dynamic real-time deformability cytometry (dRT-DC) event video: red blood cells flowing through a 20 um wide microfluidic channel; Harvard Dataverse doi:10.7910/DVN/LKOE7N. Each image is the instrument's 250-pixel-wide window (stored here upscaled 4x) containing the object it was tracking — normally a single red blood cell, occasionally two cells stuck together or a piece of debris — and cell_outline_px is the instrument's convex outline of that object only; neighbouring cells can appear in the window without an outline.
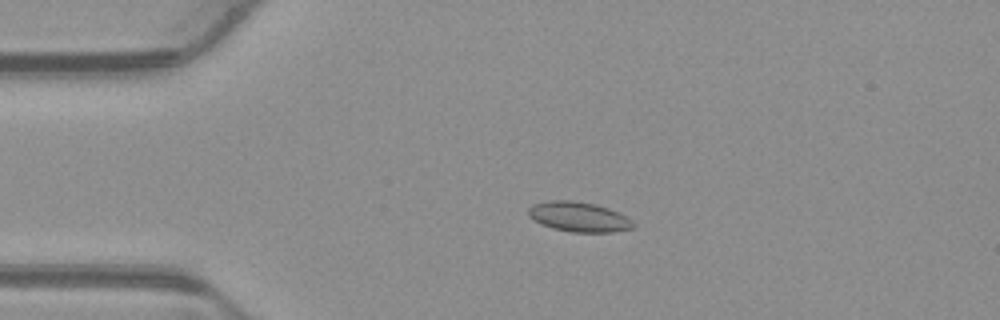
{"species": "common noctule bat (a hibernating species)", "species_latin": "Nyctalus noctula", "temperature_condition": "warm", "stored_images_in_passage": 54, "camera_frame_rate_fps": 3000, "um_per_image_px": 0.085, "animal": {"sex": "male", "body_mass_g": 23.1, "forearm_length_mm": 52.7}, "frame": {"image": 1, "passage_image": 12, "time_ms": 3.667, "image_size_px": [1000, 320], "cell_outline_px": [[636, 228], [612, 232], [572, 232], [552, 228], [528, 216], [528, 208], [532, 204], [548, 200], [572, 200], [596, 204], [608, 208], [632, 220], [636, 224]], "centroid_in_image_um": [49.21, 18.43], "position_along_channel_um": 35.8, "area_um2": 18.26}}
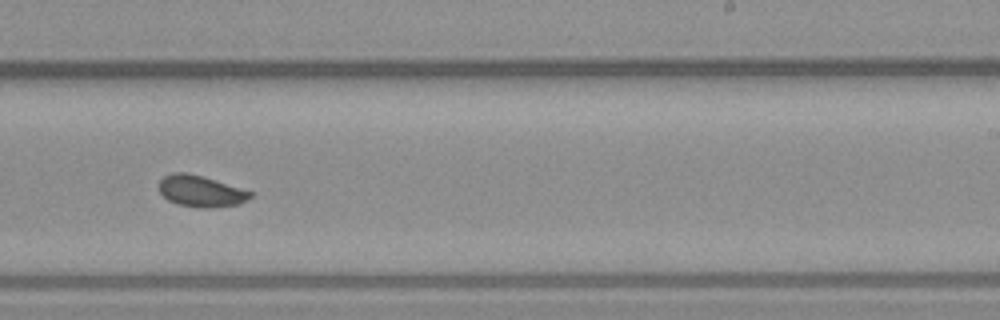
{"frame": {"image": 2, "passage_image": 33, "time_ms": 10.667, "image_size_px": [1000, 320], "cell_outline_px": [[252, 196], [240, 204], [212, 208], [200, 208], [180, 204], [168, 200], [160, 192], [160, 180], [164, 176], [172, 172], [188, 172], [252, 192]], "centroid_in_image_um": [17.05, 16.25], "position_along_channel_um": 271.9, "area_um2": 16.42}}
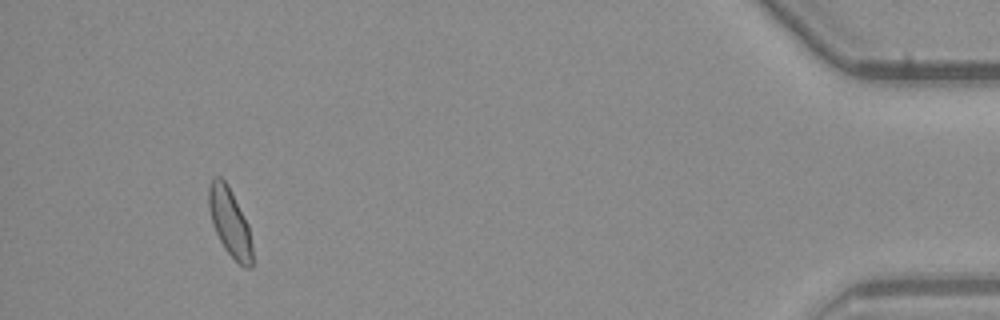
{"frame": {"image": 3, "passage_image": 50, "time_ms": 16.333, "image_size_px": [1000, 320], "cell_outline_px": [[252, 268], [244, 268], [224, 248], [212, 224], [208, 208], [208, 184], [212, 176], [220, 176], [228, 184], [248, 224], [252, 248]], "centroid_in_image_um": [19.51, 18.84], "position_along_channel_um": 415.7, "area_um2": 17.4}, "authors_computed_cell_mechanics": {"area_um2": 17.2822, "velocity_mm_per_s": 3.8619, "shape_relaxation_time_tau1_ms": null, "shape_relaxation_time_tau2_ms": 1.0438, "deformation_change_tau1": null, "deformation_change_tau2": 0.0486}}